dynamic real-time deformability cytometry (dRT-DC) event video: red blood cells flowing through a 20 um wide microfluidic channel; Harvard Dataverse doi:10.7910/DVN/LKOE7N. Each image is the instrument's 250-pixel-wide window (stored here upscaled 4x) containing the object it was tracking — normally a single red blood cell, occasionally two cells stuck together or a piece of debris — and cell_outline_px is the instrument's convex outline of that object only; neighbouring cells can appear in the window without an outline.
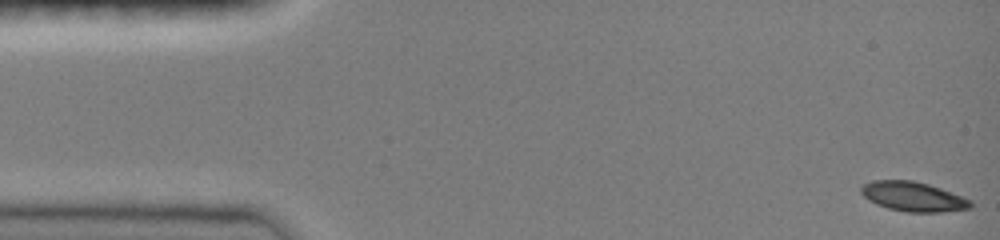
{"species": "common noctule bat (a hibernating species)", "species_latin": "Nyctalus noctula", "temperature_condition": "room temperature", "stored_images_in_passage": 47, "camera_frame_rate_fps": 3000, "um_per_image_px": 0.085, "animal": {"sex": "female", "body_mass_g": 19.0, "forearm_length_mm": 51.5}, "frame": {"image": 1, "passage_image": 1, "time_ms": 0.0, "image_size_px": [1000, 240], "cell_outline_px": [[972, 204], [968, 208], [944, 212], [904, 212], [888, 208], [876, 204], [868, 200], [860, 192], [860, 188], [864, 184], [872, 180], [912, 180], [928, 184], [940, 188], [960, 196], [968, 200]], "centroid_in_image_um": [77.55, 16.71], "position_along_channel_um": 7.5, "area_um2": 18.67}}
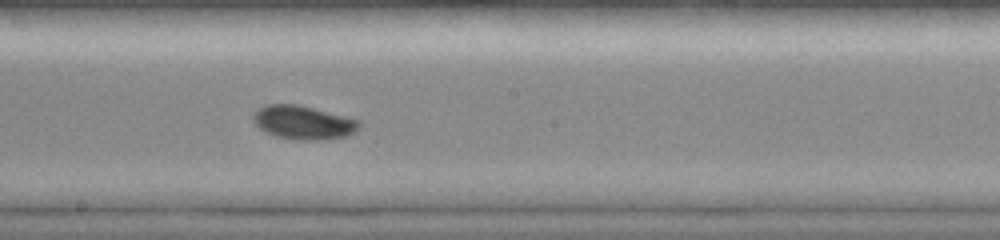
{"frame": {"image": 2, "passage_image": 26, "time_ms": 8.333, "image_size_px": [1000, 240], "cell_outline_px": [[360, 128], [356, 132], [348, 136], [320, 140], [296, 140], [276, 136], [260, 128], [252, 120], [252, 112], [256, 108], [264, 104], [296, 104], [360, 120]], "centroid_in_image_um": [25.76, 10.41], "position_along_channel_um": 222.4, "area_um2": 20.92}}
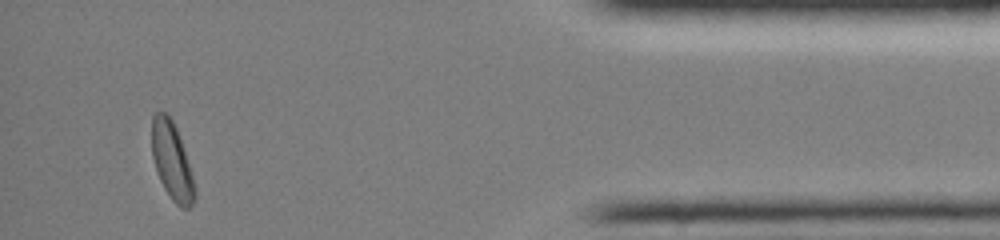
{"frame": {"image": 3, "passage_image": 44, "time_ms": 14.333, "image_size_px": [1000, 240], "cell_outline_px": [[196, 196], [192, 204], [188, 208], [180, 208], [172, 200], [164, 188], [156, 172], [152, 156], [152, 116], [156, 112], [168, 112], [176, 128], [192, 176], [196, 192]], "centroid_in_image_um": [14.59, 13.7], "position_along_channel_um": 420.6, "area_um2": 19.07}, "authors_computed_cell_mechanics": {"area_um2": 19.1896, "velocity_mm_per_s": 4.0466, "shape_relaxation_time_tau1_ms": 3.1992, "shape_relaxation_time_tau2_ms": null, "deformation_change_tau1": 0.0849, "deformation_change_tau2": null}}